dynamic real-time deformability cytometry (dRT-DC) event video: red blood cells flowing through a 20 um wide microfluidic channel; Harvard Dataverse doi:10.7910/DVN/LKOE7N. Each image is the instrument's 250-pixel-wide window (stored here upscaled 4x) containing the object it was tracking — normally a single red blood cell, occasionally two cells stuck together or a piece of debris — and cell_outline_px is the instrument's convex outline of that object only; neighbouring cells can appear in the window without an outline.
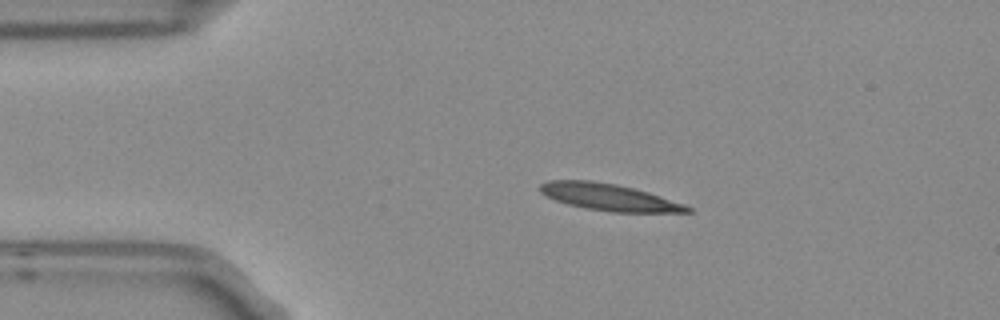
{"species": "Egyptian fruit bat (a non-hibernating species)", "species_latin": "Rousettus aegyptiacus", "temperature_condition": "room temperature", "stored_images_in_passage": 3, "camera_frame_rate_fps": 3000, "um_per_image_px": 0.085, "frame": {"image": 1, "passage_image": 2, "time_ms": 0.333, "image_size_px": [1000, 320], "cell_outline_px": [[692, 212], [612, 212], [584, 208], [568, 204], [556, 200], [540, 192], [540, 184], [548, 180], [592, 180], [616, 184], [648, 192], [684, 204], [692, 208]], "centroid_in_image_um": [51.75, 16.75], "position_along_channel_um": 33.2, "area_um2": 22.83}}